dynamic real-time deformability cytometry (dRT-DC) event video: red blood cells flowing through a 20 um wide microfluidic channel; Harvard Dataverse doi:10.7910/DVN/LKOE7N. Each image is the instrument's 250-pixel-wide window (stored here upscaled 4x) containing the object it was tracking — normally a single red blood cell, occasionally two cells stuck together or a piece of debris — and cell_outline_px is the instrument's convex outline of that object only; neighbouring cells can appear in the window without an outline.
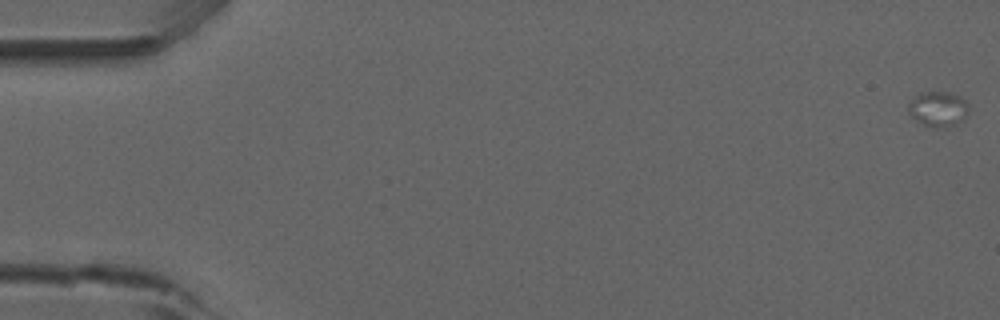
{"species": "common noctule bat (a hibernating species)", "species_latin": "Nyctalus noctula", "temperature_condition": "room temperature", "stored_images_in_passage": 10, "camera_frame_rate_fps": 3000, "um_per_image_px": 0.085, "animal": {"sex": "male", "forearm_length_mm": 52.5}, "frame": {"image": 1, "passage_image": 1, "time_ms": 0.0, "image_size_px": [1000, 320], "cell_outline_px": [[968, 112], [964, 120], [948, 128], [936, 128], [924, 124], [916, 120], [908, 112], [908, 104], [912, 96], [920, 92], [932, 88], [948, 92], [960, 96], [968, 104]], "centroid_in_image_um": [79.72, 9.21], "position_along_channel_um": 5.3, "area_um2": 13.01}}